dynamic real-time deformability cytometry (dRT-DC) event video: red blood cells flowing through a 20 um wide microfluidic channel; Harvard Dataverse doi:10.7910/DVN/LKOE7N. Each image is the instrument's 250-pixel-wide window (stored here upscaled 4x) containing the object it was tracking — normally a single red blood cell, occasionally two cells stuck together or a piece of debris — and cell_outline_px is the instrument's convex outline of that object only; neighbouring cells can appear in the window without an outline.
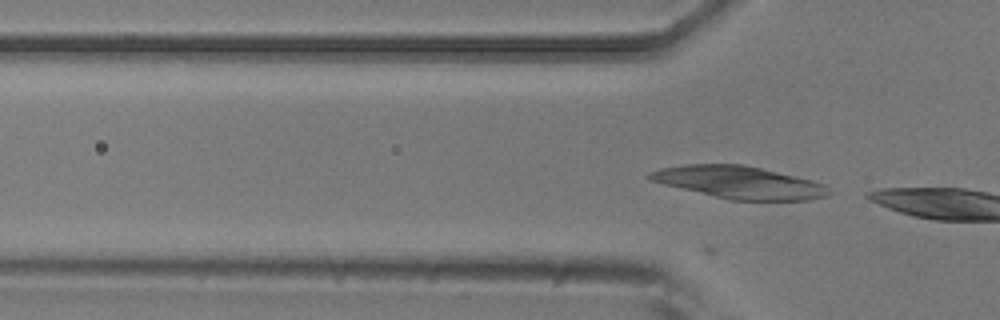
{"species": "common noctule bat (a hibernating species)", "species_latin": "Nyctalus noctula", "temperature_condition": "room temperature", "stored_images_in_passage": 14, "camera_frame_rate_fps": 3000, "um_per_image_px": 0.085, "animal": {"sex": "male", "body_mass_g": 20.5, "forearm_length_mm": 52.5}, "frame": {"image": 1, "passage_image": 12, "time_ms": 3.667, "image_size_px": [1000, 320], "cell_outline_px": [[832, 192], [828, 196], [808, 200], [732, 200], [664, 184], [648, 180], [644, 176], [648, 172], [660, 168], [684, 164], [744, 164], [812, 180], [824, 184]], "centroid_in_image_um": [62.82, 15.49], "position_along_channel_um": 63.0, "area_um2": 33.76}}